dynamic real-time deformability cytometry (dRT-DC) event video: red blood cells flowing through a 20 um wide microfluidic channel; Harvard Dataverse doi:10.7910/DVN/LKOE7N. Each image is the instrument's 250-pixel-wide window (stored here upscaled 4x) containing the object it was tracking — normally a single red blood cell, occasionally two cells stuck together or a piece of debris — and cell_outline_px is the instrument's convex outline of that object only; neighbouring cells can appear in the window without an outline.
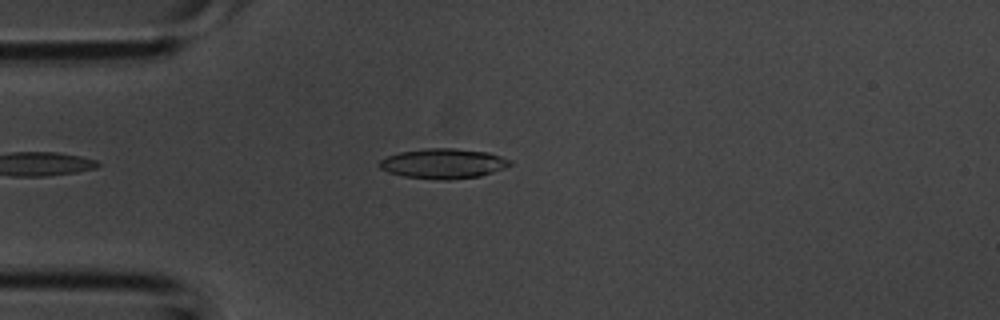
{"species": "common noctule bat (a hibernating species)", "species_latin": "Nyctalus noctula", "temperature_condition": "room temperature", "stored_images_in_passage": 2, "camera_frame_rate_fps": 3000, "um_per_image_px": 0.085, "animal": {"sex": "male", "body_mass_g": 20.1, "forearm_length_mm": 53.5}, "frame": {"image": 1, "passage_image": 2, "time_ms": 0.333, "image_size_px": [1000, 320], "cell_outline_px": [[512, 164], [504, 168], [480, 176], [448, 180], [444, 180], [404, 176], [388, 172], [380, 168], [376, 164], [380, 160], [388, 156], [400, 152], [424, 148], [456, 148], [488, 152], [512, 160]], "centroid_in_image_um": [37.67, 13.89], "position_along_channel_um": 47.3, "area_um2": 22.83}}